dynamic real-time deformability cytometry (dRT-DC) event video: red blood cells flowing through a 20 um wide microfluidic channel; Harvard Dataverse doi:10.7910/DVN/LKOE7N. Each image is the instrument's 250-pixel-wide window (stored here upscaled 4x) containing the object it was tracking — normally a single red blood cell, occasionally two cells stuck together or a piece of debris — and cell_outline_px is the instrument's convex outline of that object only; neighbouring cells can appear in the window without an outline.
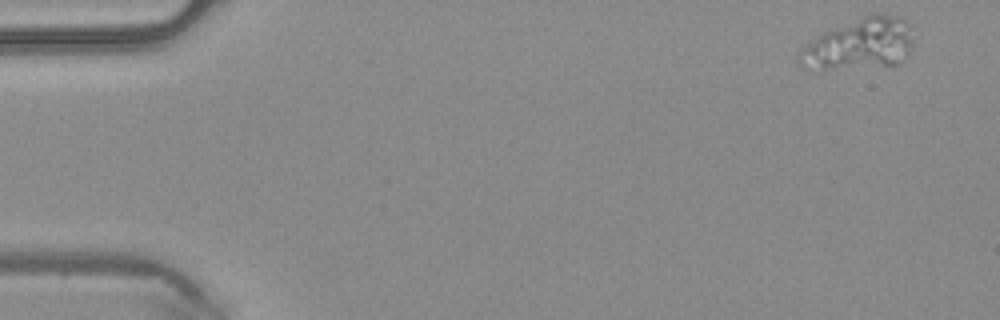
{"species": "common noctule bat (a hibernating species)", "species_latin": "Nyctalus noctula", "temperature_condition": "warm", "stored_images_in_passage": 47, "camera_frame_rate_fps": 3000, "um_per_image_px": 0.085, "animal": {"sex": "male", "body_mass_g": 20.4}, "frame": {"image": 1, "passage_image": 1, "time_ms": 0.0, "image_size_px": [1000, 320], "cell_outline_px": [[912, 44], [904, 60], [896, 64], [832, 68], [804, 68], [796, 60], [796, 52], [824, 32], [872, 12], [876, 12], [900, 16], [908, 24], [912, 40]], "centroid_in_image_um": [73.05, 3.71], "position_along_channel_um": 11.9, "area_um2": 33.58}}
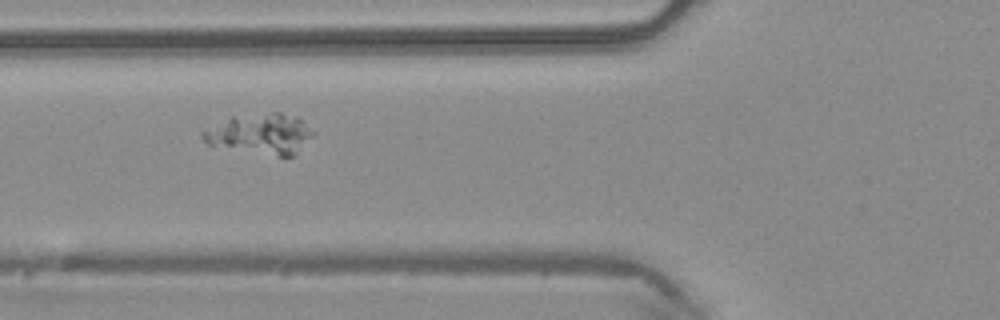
{"frame": {"image": 2, "passage_image": 17, "time_ms": 5.333, "image_size_px": [1000, 320], "cell_outline_px": [[316, 132], [292, 156], [280, 156], [208, 144], [200, 136], [200, 132], [232, 116], [272, 112], [280, 112], [300, 120]], "centroid_in_image_um": [22.13, 11.36], "position_along_channel_um": 103.7, "area_um2": 25.2}}
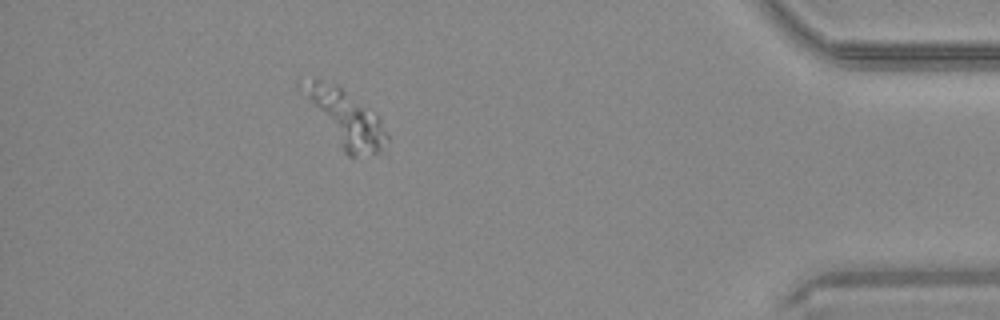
{"frame": {"image": 3, "passage_image": 42, "time_ms": 13.667, "image_size_px": [1000, 320], "cell_outline_px": [[388, 140], [376, 152], [352, 156], [348, 156], [344, 152], [296, 88], [296, 84], [312, 80], [320, 80], [336, 84], [376, 112], [380, 116], [388, 136]], "centroid_in_image_um": [29.33, 9.98], "position_along_channel_um": 405.9, "area_um2": 27.46}}